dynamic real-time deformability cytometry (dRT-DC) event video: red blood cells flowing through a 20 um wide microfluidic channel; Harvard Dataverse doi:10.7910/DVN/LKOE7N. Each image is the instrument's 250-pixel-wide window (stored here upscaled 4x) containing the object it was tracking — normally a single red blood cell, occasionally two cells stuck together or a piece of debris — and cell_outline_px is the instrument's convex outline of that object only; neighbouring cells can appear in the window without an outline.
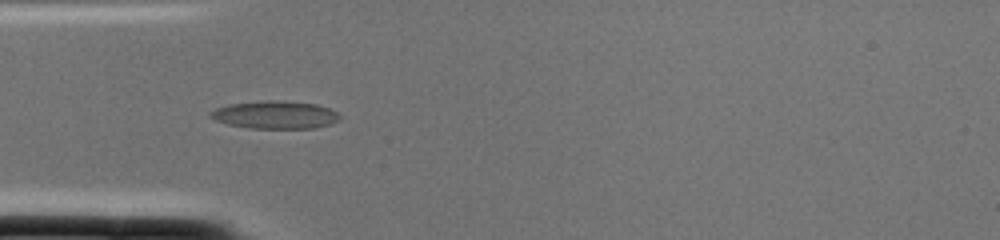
{"species": "common noctule bat (a hibernating species)", "species_latin": "Nyctalus noctula", "temperature_condition": "cold", "stored_images_in_passage": 2, "camera_frame_rate_fps": 3000, "um_per_image_px": 0.085, "animal": {"sex": "female", "body_mass_g": 22.0, "forearm_length_mm": 56.7}, "frame": {"image": 1, "passage_image": 2, "time_ms": 0.333, "image_size_px": [1000, 240], "cell_outline_px": [[340, 120], [328, 124], [312, 128], [248, 128], [228, 124], [216, 120], [208, 116], [208, 112], [216, 108], [228, 104], [268, 100], [284, 100], [316, 104], [328, 108], [336, 112], [340, 116]], "centroid_in_image_um": [23.35, 9.75], "position_along_channel_um": 61.6, "area_um2": 20.92}}